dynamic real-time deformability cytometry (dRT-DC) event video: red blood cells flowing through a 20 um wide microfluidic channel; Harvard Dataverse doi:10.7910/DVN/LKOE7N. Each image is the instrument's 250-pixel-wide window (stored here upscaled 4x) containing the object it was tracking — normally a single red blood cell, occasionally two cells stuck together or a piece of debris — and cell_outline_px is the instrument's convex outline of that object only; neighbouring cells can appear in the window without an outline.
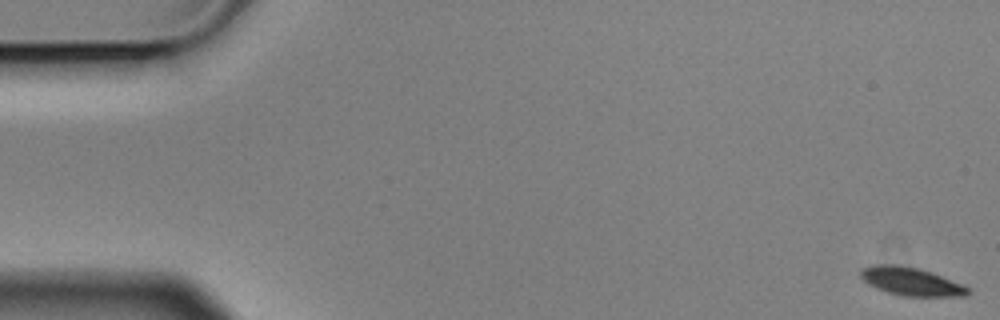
{"species": "Egyptian fruit bat (a non-hibernating species)", "species_latin": "Rousettus aegyptiacus", "temperature_condition": "cold", "stored_images_in_passage": 5, "camera_frame_rate_fps": 3000, "um_per_image_px": 0.085, "animal": {"sex": "male"}, "frame": {"image": 1, "passage_image": 1, "time_ms": 0.0, "image_size_px": [1000, 320], "cell_outline_px": [[968, 296], [904, 296], [888, 292], [876, 288], [868, 284], [860, 276], [860, 272], [864, 268], [876, 264], [896, 264], [920, 268], [932, 272], [964, 284], [968, 288]], "centroid_in_image_um": [77.47, 23.91], "position_along_channel_um": 7.5, "area_um2": 17.63}}
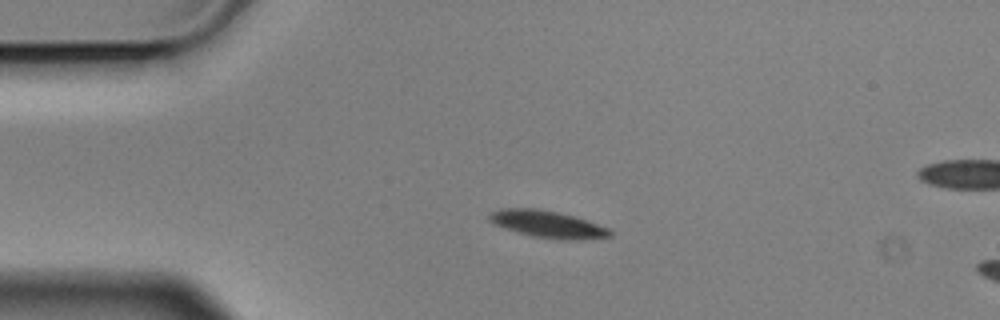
{"frame": {"image": 2, "passage_image": 4, "time_ms": 1.0, "image_size_px": [1000, 320], "cell_outline_px": [[612, 236], [584, 240], [560, 240], [532, 236], [516, 232], [504, 228], [488, 220], [488, 216], [492, 212], [500, 208], [536, 208], [556, 212], [572, 216], [608, 228], [612, 232]], "centroid_in_image_um": [46.53, 19.07], "position_along_channel_um": 38.5, "area_um2": 18.9}}